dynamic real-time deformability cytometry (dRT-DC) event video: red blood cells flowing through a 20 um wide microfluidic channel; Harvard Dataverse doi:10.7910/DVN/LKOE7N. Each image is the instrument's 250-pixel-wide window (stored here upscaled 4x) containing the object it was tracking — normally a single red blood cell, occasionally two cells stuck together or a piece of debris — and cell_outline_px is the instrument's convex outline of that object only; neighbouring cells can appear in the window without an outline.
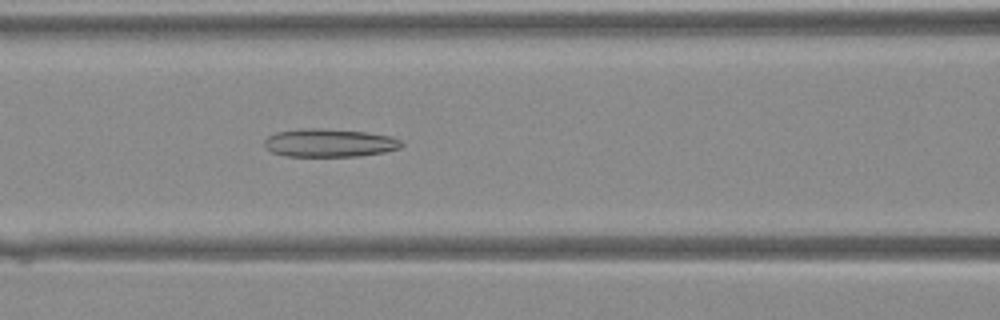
{"species": "Egyptian fruit bat (a non-hibernating species)", "species_latin": "Rousettus aegyptiacus", "temperature_condition": "warm", "stored_images_in_passage": 27, "camera_frame_rate_fps": 3000, "um_per_image_px": 0.085, "animal": {"sex": "female"}, "frame": {"image": 1, "passage_image": 6, "time_ms": 1.667, "image_size_px": [1000, 320], "cell_outline_px": [[404, 144], [400, 148], [384, 152], [360, 156], [284, 156], [272, 152], [264, 148], [264, 140], [268, 136], [276, 132], [308, 128], [320, 128], [368, 132], [388, 136], [400, 140]], "centroid_in_image_um": [27.97, 12.15], "position_along_channel_um": 138.6, "area_um2": 22.54}}
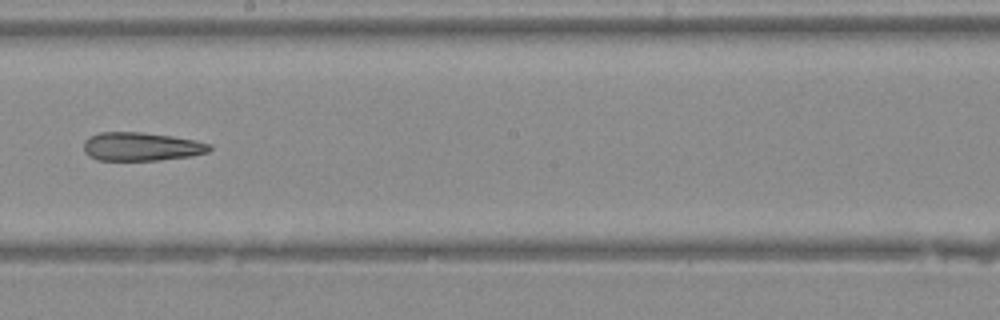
{"frame": {"image": 2, "passage_image": 12, "time_ms": 3.667, "image_size_px": [1000, 320], "cell_outline_px": [[212, 148], [208, 152], [192, 156], [160, 160], [96, 160], [88, 156], [84, 152], [84, 140], [88, 136], [100, 132], [140, 132], [172, 136], [212, 144]], "centroid_in_image_um": [11.98, 12.46], "position_along_channel_um": 236.2, "area_um2": 21.04}}
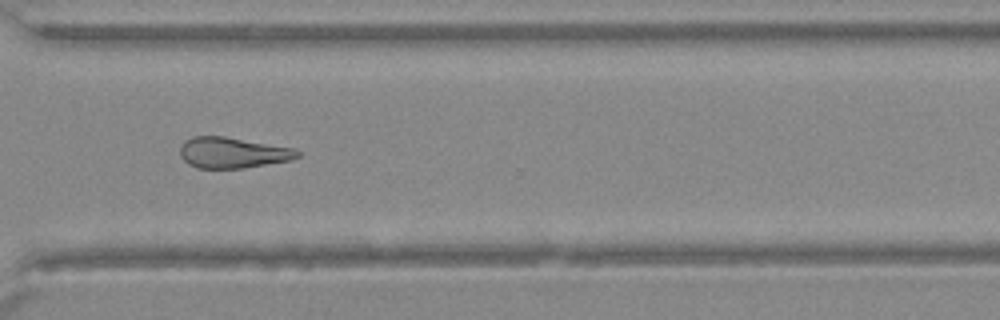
{"frame": {"image": 3, "passage_image": 19, "time_ms": 6.0, "image_size_px": [1000, 320], "cell_outline_px": [[300, 156], [292, 160], [244, 168], [196, 168], [188, 164], [180, 156], [180, 144], [184, 140], [192, 136], [224, 136], [296, 148], [300, 152]], "centroid_in_image_um": [19.77, 12.97], "position_along_channel_um": 350.8, "area_um2": 21.39}}